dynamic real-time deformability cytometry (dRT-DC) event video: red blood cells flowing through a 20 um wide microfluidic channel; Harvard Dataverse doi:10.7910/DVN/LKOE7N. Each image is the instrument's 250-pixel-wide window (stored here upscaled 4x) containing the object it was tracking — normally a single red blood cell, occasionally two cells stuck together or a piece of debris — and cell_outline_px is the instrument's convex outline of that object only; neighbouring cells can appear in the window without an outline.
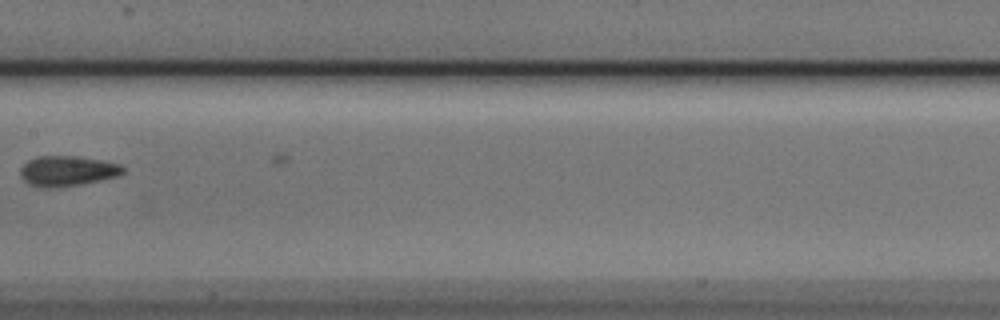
{"species": "Egyptian fruit bat (a non-hibernating species)", "species_latin": "Rousettus aegyptiacus", "temperature_condition": "cold", "stored_images_in_passage": 5, "camera_frame_rate_fps": 3000, "um_per_image_px": 0.085, "animal": {"sex": "male"}, "frame": {"image": 1, "passage_image": 5, "time_ms": 1.333, "image_size_px": [1000, 320], "cell_outline_px": [[124, 172], [116, 176], [100, 180], [80, 184], [52, 188], [40, 188], [24, 180], [20, 176], [20, 168], [28, 160], [36, 156], [76, 156], [104, 160], [120, 164], [124, 168]], "centroid_in_image_um": [5.71, 14.52], "position_along_channel_um": 201.7, "area_um2": 18.09}}